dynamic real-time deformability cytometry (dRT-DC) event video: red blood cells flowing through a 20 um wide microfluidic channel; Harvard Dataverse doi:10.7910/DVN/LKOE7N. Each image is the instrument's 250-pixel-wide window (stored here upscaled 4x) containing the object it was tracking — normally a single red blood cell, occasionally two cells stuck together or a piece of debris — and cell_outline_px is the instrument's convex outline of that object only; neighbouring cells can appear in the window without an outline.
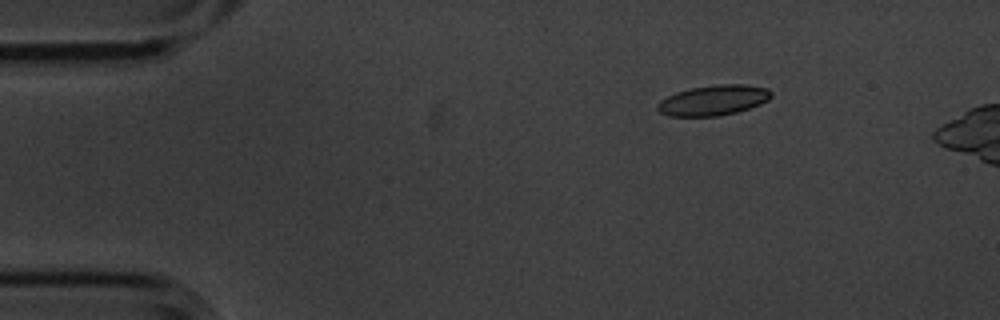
{"species": "common noctule bat (a hibernating species)", "species_latin": "Nyctalus noctula", "temperature_condition": "cold", "stored_images_in_passage": 3, "camera_frame_rate_fps": 3000, "um_per_image_px": 0.085, "animal": {"sex": "male", "body_mass_g": 20.1, "forearm_length_mm": 53.5}, "frame": {"image": 1, "passage_image": 1, "time_ms": 0.0, "image_size_px": [1000, 320], "cell_outline_px": [[772, 96], [768, 100], [760, 104], [736, 112], [716, 116], [668, 116], [660, 112], [656, 108], [656, 104], [660, 100], [676, 92], [692, 88], [716, 84], [744, 84], [768, 88], [772, 92]], "centroid_in_image_um": [60.63, 8.51], "position_along_channel_um": 24.4, "area_um2": 20.06}}